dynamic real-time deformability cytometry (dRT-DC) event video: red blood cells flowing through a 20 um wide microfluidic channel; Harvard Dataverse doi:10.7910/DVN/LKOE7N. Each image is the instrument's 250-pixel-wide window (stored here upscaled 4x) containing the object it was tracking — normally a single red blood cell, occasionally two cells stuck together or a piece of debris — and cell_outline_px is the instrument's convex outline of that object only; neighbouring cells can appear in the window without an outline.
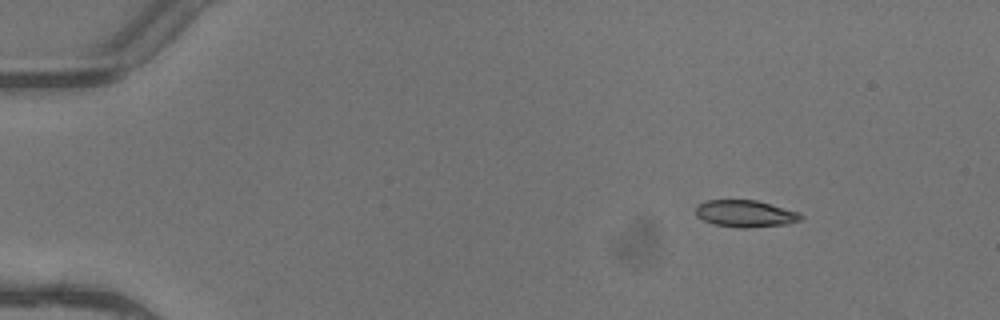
{"species": "common noctule bat (a hibernating species)", "species_latin": "Nyctalus noctula", "temperature_condition": "warm", "stored_images_in_passage": 4, "camera_frame_rate_fps": 3000, "um_per_image_px": 0.085, "animal": {"sex": "female"}, "frame": {"image": 1, "passage_image": 2, "time_ms": 0.333, "image_size_px": [1000, 320], "cell_outline_px": [[804, 216], [800, 220], [788, 224], [744, 228], [740, 228], [712, 224], [696, 216], [696, 204], [708, 200], [756, 200], [800, 212]], "centroid_in_image_um": [63.35, 18.16], "position_along_channel_um": 21.6, "area_um2": 16.59}}
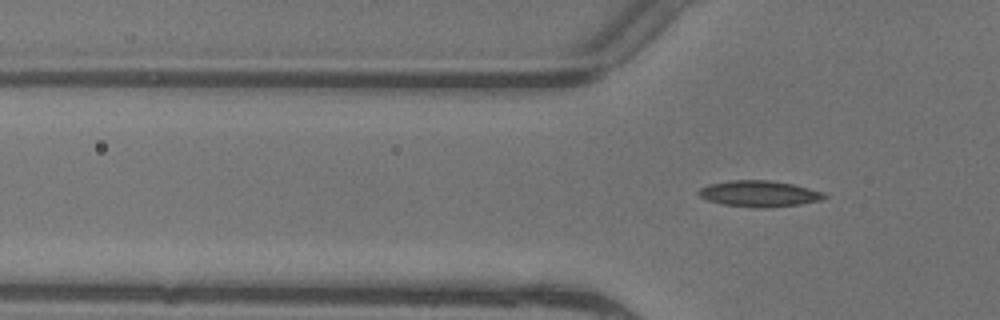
{"frame": {"image": 2, "passage_image": 4, "time_ms": 1.0, "image_size_px": [1000, 320], "cell_outline_px": [[828, 196], [820, 200], [800, 204], [768, 208], [752, 208], [724, 204], [708, 200], [700, 196], [696, 192], [700, 188], [708, 184], [732, 180], [768, 180], [792, 184], [824, 192]], "centroid_in_image_um": [64.52, 16.47], "position_along_channel_um": 61.3, "area_um2": 19.13}}